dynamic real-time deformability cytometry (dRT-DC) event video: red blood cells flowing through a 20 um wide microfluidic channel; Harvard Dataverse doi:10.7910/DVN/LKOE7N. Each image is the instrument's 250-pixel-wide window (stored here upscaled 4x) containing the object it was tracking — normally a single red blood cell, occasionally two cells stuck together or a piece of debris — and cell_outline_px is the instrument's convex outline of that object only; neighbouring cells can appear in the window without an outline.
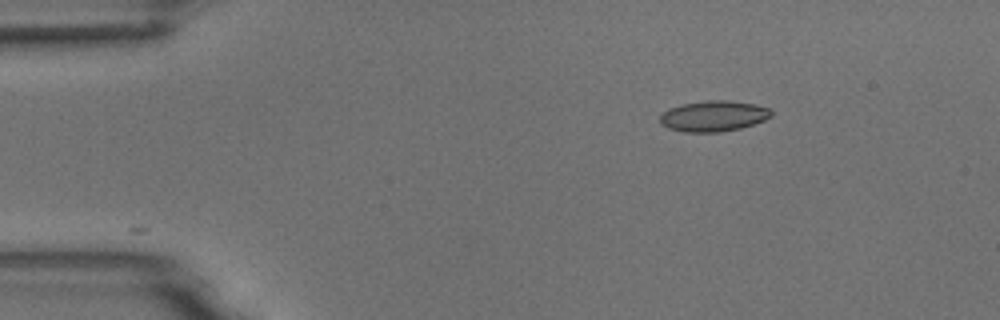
{"species": "common noctule bat (a hibernating species)", "species_latin": "Nyctalus noctula", "temperature_condition": "room temperature", "stored_images_in_passage": 28, "camera_frame_rate_fps": 3000, "um_per_image_px": 0.085, "animal": {"sex": "male", "body_mass_g": 18.8}, "frame": {"image": 1, "passage_image": 1, "time_ms": 0.0, "image_size_px": [1000, 320], "cell_outline_px": [[772, 116], [764, 120], [740, 128], [720, 132], [684, 132], [668, 128], [660, 124], [660, 116], [668, 108], [680, 104], [708, 100], [728, 100], [756, 104], [768, 108], [772, 112]], "centroid_in_image_um": [60.63, 9.86], "position_along_channel_um": 24.4, "area_um2": 20.0}}
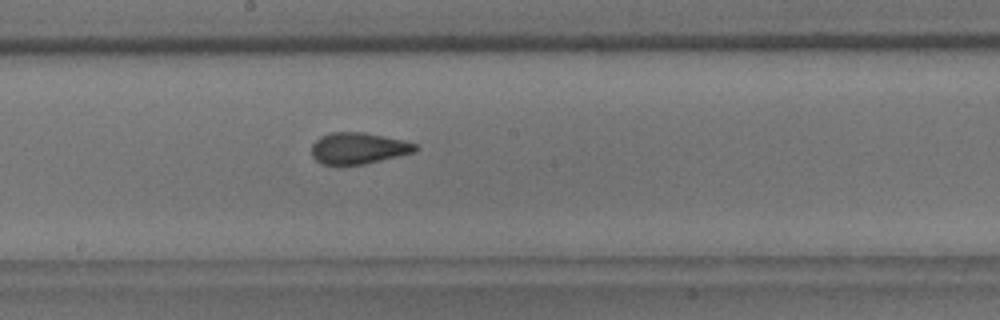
{"frame": {"image": 2, "passage_image": 22, "time_ms": 7.0, "image_size_px": [1000, 320], "cell_outline_px": [[420, 148], [416, 152], [364, 164], [320, 164], [312, 156], [312, 144], [320, 136], [332, 132], [364, 132], [404, 140], [420, 144]], "centroid_in_image_um": [30.51, 12.59], "position_along_channel_um": 217.7, "area_um2": 19.13}}
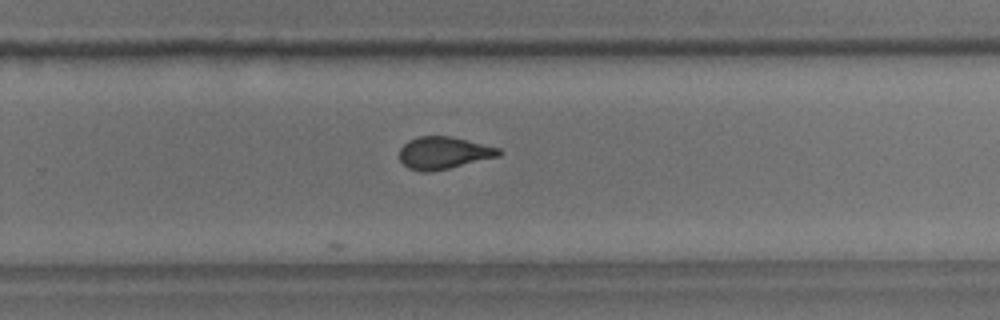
{"frame": {"image": 3, "passage_image": 28, "time_ms": 9.0, "image_size_px": [1000, 320], "cell_outline_px": [[504, 152], [500, 156], [432, 172], [420, 172], [408, 168], [400, 160], [400, 148], [408, 140], [420, 136], [448, 136], [500, 148]], "centroid_in_image_um": [37.71, 13.01], "position_along_channel_um": 292.1, "area_um2": 18.67}}